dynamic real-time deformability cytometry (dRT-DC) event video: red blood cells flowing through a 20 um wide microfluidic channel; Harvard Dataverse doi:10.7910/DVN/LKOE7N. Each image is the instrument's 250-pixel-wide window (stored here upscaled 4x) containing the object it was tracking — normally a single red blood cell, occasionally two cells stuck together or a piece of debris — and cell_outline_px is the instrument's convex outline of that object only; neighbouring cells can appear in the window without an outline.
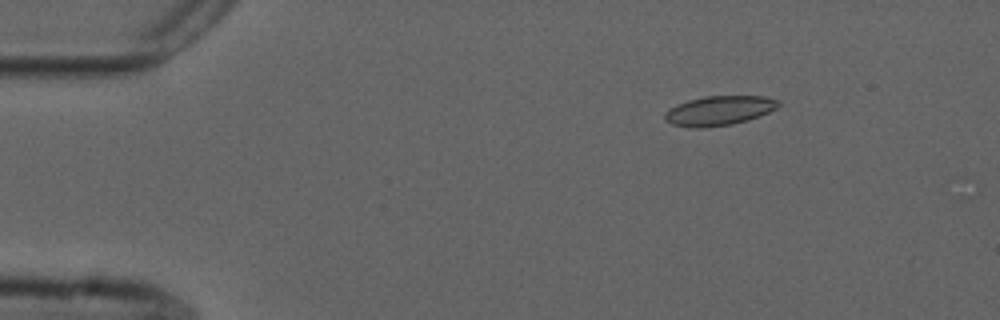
{"species": "common noctule bat (a hibernating species)", "species_latin": "Nyctalus noctula", "temperature_condition": "cold", "stored_images_in_passage": 10, "camera_frame_rate_fps": 3000, "um_per_image_px": 0.085, "animal": {"sex": "male", "forearm_length_mm": 52.5}, "frame": {"image": 1, "passage_image": 1, "time_ms": 0.0, "image_size_px": [1000, 320], "cell_outline_px": [[780, 104], [776, 108], [760, 116], [748, 120], [732, 124], [704, 128], [692, 128], [672, 124], [664, 120], [664, 112], [668, 108], [676, 104], [688, 100], [704, 96], [764, 96], [780, 100]], "centroid_in_image_um": [61.09, 9.4], "position_along_channel_um": 23.9, "area_um2": 19.77}}
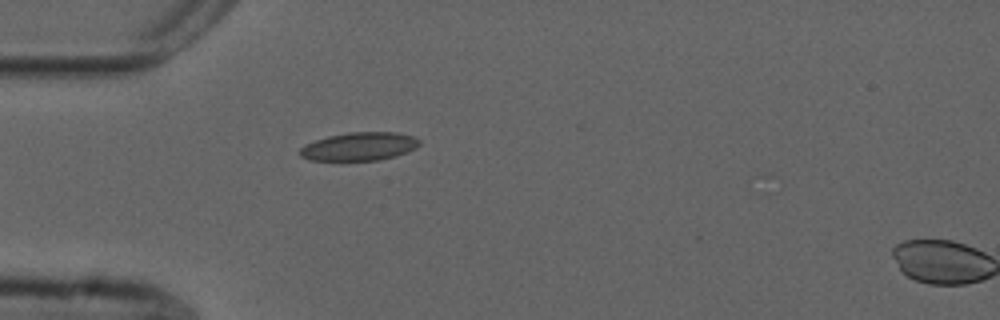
{"frame": {"image": 2, "passage_image": 9, "time_ms": 2.667, "image_size_px": [1000, 320], "cell_outline_px": [[420, 144], [416, 148], [396, 156], [380, 160], [308, 160], [300, 156], [300, 148], [304, 144], [328, 136], [348, 132], [396, 132], [412, 136], [420, 140]], "centroid_in_image_um": [30.54, 12.45], "position_along_channel_um": 54.5, "area_um2": 19.71}}